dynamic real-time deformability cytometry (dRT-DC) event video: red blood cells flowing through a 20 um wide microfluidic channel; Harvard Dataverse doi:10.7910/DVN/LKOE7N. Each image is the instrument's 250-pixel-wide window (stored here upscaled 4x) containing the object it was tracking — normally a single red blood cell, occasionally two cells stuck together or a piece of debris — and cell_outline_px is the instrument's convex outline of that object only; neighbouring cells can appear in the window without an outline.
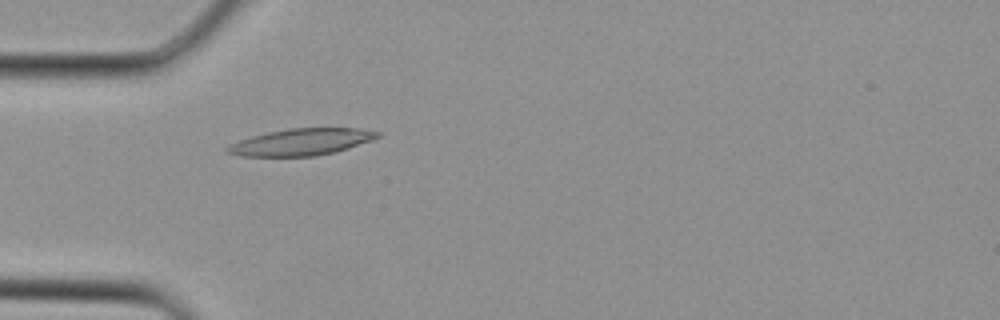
{"species": "Egyptian fruit bat (a non-hibernating species)", "species_latin": "Rousettus aegyptiacus", "temperature_condition": "cold", "stored_images_in_passage": 2, "camera_frame_rate_fps": 3000, "um_per_image_px": 0.085, "animal": {"sex": "female"}, "frame": {"image": 1, "passage_image": 2, "time_ms": 0.333, "image_size_px": [1000, 320], "cell_outline_px": [[380, 136], [372, 140], [348, 148], [316, 156], [240, 156], [224, 152], [224, 148], [228, 144], [252, 136], [268, 132], [288, 128], [360, 128], [380, 132]], "centroid_in_image_um": [25.57, 12.07], "position_along_channel_um": 59.4, "area_um2": 23.41}}